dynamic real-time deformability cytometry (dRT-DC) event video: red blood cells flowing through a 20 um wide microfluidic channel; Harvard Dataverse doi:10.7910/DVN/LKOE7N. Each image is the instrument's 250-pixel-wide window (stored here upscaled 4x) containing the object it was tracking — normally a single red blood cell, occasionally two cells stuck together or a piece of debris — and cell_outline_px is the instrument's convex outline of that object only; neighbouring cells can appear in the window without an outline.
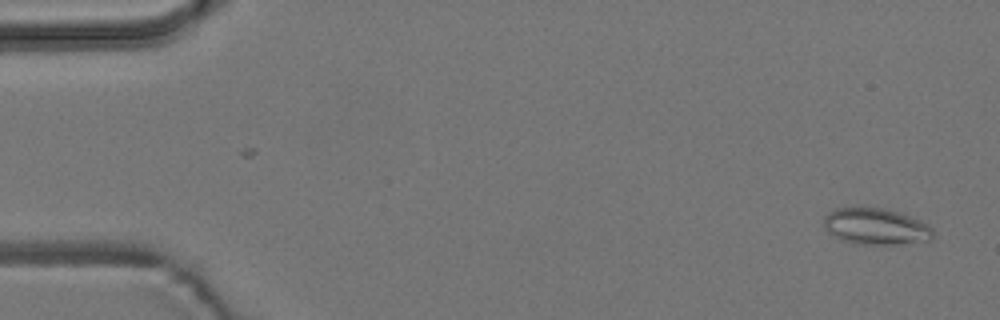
{"species": "common noctule bat (a hibernating species)", "species_latin": "Nyctalus noctula", "temperature_condition": "room temperature", "stored_images_in_passage": 54, "camera_frame_rate_fps": 3000, "um_per_image_px": 0.085, "animal": {"sex": "male", "body_mass_g": 19.2, "forearm_length_mm": 51.8}, "frame": {"image": 1, "passage_image": 2, "time_ms": 0.333, "image_size_px": [1000, 320], "cell_outline_px": [[932, 240], [896, 244], [856, 244], [840, 240], [828, 232], [824, 228], [824, 216], [828, 212], [836, 208], [880, 208], [896, 212], [920, 220], [928, 224], [932, 228]], "centroid_in_image_um": [74.41, 19.26], "position_along_channel_um": 10.6, "area_um2": 23.0}}
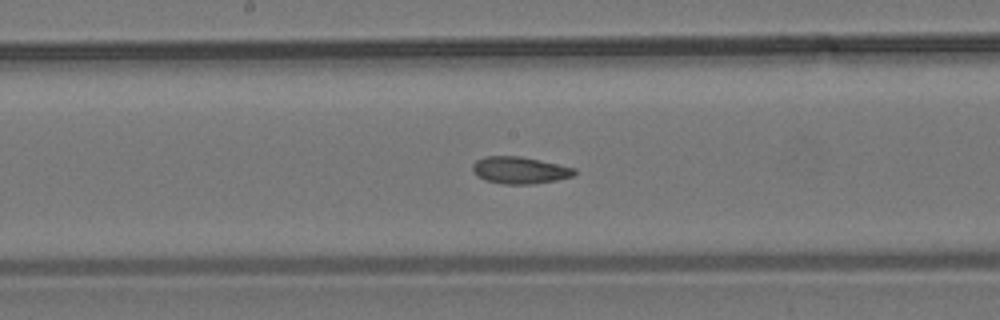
{"frame": {"image": 2, "passage_image": 28, "time_ms": 9.0, "image_size_px": [1000, 320], "cell_outline_px": [[576, 172], [572, 176], [556, 180], [532, 184], [504, 184], [484, 180], [472, 168], [472, 164], [476, 160], [484, 156], [520, 156], [576, 168]], "centroid_in_image_um": [44.18, 14.46], "position_along_channel_um": 204.0, "area_um2": 15.84}}
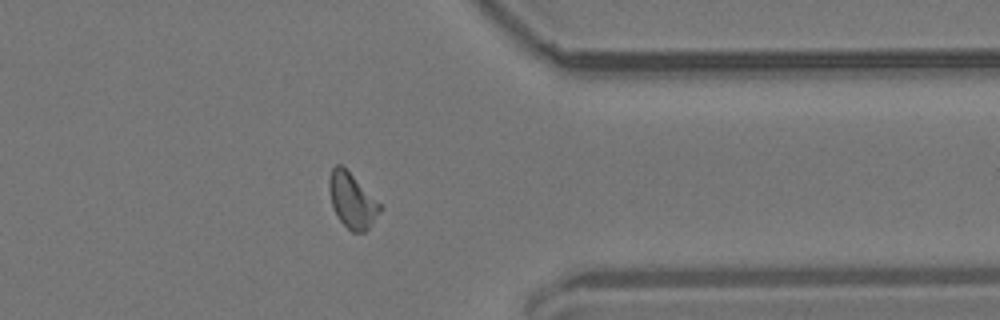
{"frame": {"image": 3, "passage_image": 43, "time_ms": 14.0, "image_size_px": [1000, 320], "cell_outline_px": [[384, 208], [372, 224], [364, 232], [352, 232], [340, 220], [332, 208], [328, 188], [328, 180], [332, 168], [336, 164], [340, 164]], "centroid_in_image_um": [29.91, 17.07], "position_along_channel_um": 381.5, "area_um2": 16.01}, "authors_computed_cell_mechanics": {"area_um2": 16.1551, "velocity_mm_per_s": 3.7715, "shape_relaxation_time_tau1_ms": null, "shape_relaxation_time_tau2_ms": 3.0211, "deformation_change_tau1": null, "deformation_change_tau2": 0.0941}}